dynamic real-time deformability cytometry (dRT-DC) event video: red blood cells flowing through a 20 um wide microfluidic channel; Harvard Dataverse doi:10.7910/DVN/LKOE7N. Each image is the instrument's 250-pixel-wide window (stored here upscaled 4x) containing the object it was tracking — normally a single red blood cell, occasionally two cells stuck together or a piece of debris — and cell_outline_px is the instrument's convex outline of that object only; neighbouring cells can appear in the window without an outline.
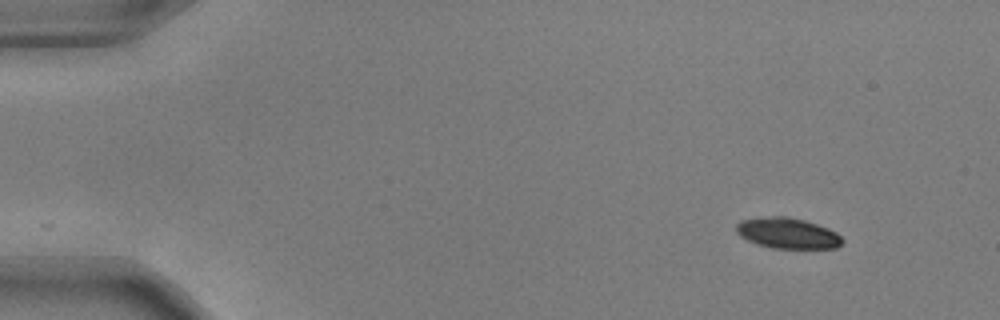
{"species": "common noctule bat (a hibernating species)", "species_latin": "Nyctalus noctula", "temperature_condition": "warm", "stored_images_in_passage": 20, "camera_frame_rate_fps": 3000, "um_per_image_px": 0.085, "animal": {"sex": "male", "body_mass_g": 17.9, "forearm_length_mm": 54.2}, "frame": {"image": 1, "passage_image": 1, "time_ms": 0.0, "image_size_px": [1000, 320], "cell_outline_px": [[844, 240], [836, 248], [772, 248], [756, 244], [740, 236], [736, 232], [736, 224], [740, 220], [772, 216], [788, 216], [804, 220], [828, 228], [836, 232]], "centroid_in_image_um": [66.93, 19.82], "position_along_channel_um": 18.1, "area_um2": 18.96}}